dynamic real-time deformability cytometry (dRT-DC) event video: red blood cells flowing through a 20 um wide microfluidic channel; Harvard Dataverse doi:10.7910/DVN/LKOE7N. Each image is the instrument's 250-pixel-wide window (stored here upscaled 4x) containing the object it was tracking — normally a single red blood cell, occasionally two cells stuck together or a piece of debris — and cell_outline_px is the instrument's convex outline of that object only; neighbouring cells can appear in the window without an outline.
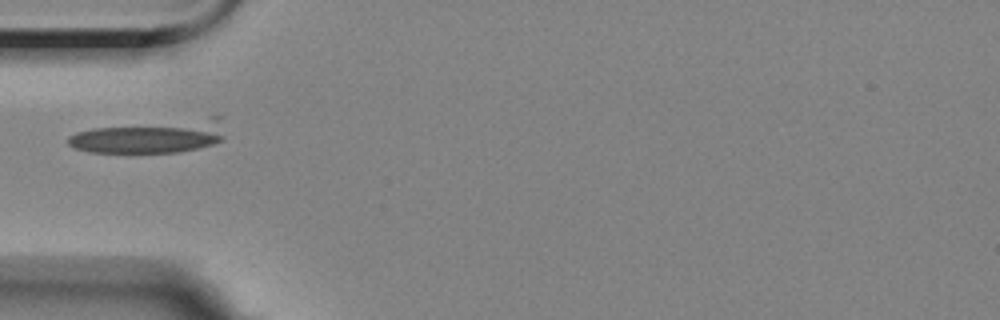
{"species": "Egyptian fruit bat (a non-hibernating species)", "species_latin": "Rousettus aegyptiacus", "temperature_condition": "room temperature", "stored_images_in_passage": 11, "camera_frame_rate_fps": 3000, "um_per_image_px": 0.085, "animal": {"sex": "female"}, "frame": {"image": 1, "passage_image": 1, "time_ms": 0.0, "image_size_px": [1000, 320], "cell_outline_px": [[224, 140], [212, 144], [180, 152], [88, 152], [76, 148], [68, 144], [68, 136], [76, 132], [92, 128], [212, 116], [220, 116], [224, 136]], "centroid_in_image_um": [12.84, 11.59], "position_along_channel_um": 72.2, "area_um2": 30.11}}
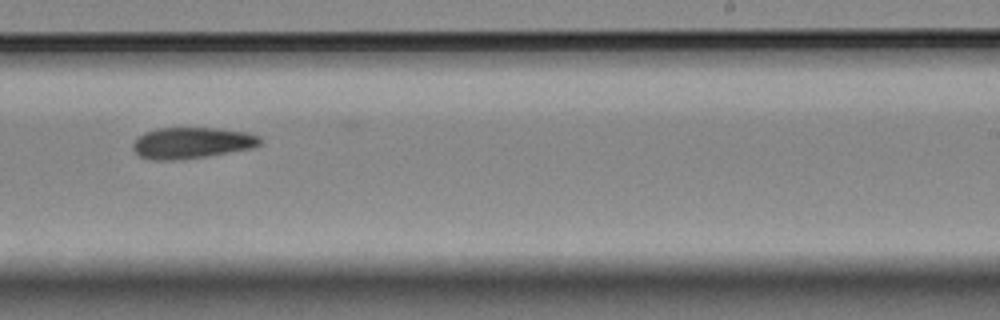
{"frame": {"image": 2, "passage_image": 6, "time_ms": 5.667, "image_size_px": [1000, 320], "cell_outline_px": [[264, 140], [260, 144], [252, 148], [204, 156], [176, 160], [156, 160], [140, 156], [132, 148], [132, 144], [144, 132], [156, 128], [216, 128], [248, 132], [260, 136]], "centroid_in_image_um": [16.32, 12.13], "position_along_channel_um": 272.7, "area_um2": 23.0}}
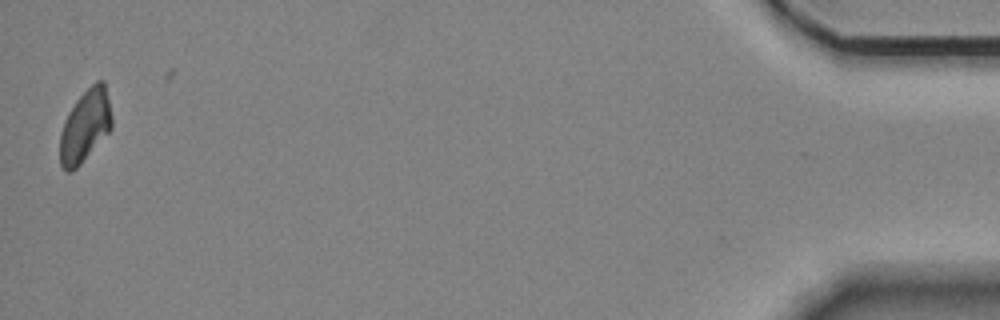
{"frame": {"image": 3, "passage_image": 11, "time_ms": 12.667, "image_size_px": [1000, 320], "cell_outline_px": [[112, 128], [80, 164], [72, 172], [64, 172], [60, 164], [60, 132], [64, 120], [68, 112], [76, 100], [96, 80], [104, 80], [112, 116]], "centroid_in_image_um": [7.22, 10.71], "position_along_channel_um": 428.0, "area_um2": 21.85}}